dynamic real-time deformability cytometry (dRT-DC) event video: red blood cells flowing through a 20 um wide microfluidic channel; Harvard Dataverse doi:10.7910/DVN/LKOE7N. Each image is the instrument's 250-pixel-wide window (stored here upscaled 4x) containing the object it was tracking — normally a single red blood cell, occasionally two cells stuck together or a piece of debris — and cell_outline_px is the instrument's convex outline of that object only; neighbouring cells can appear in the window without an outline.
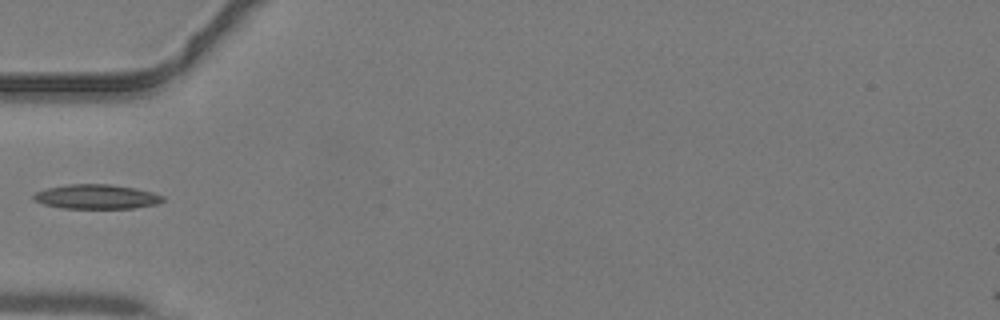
{"species": "common noctule bat (a hibernating species)", "species_latin": "Nyctalus noctula", "temperature_condition": "warm", "stored_images_in_passage": 30, "camera_frame_rate_fps": 3000, "um_per_image_px": 0.085, "animal": {"sex": "male", "body_mass_g": 19.2, "forearm_length_mm": 51.8}, "frame": {"image": 1, "passage_image": 1, "time_ms": 0.0, "image_size_px": [1000, 320], "cell_outline_px": [[164, 200], [156, 204], [132, 208], [64, 208], [44, 204], [32, 200], [32, 196], [36, 192], [48, 188], [68, 184], [112, 184], [136, 188], [152, 192], [164, 196]], "centroid_in_image_um": [8.2, 16.71], "position_along_channel_um": 76.8, "area_um2": 18.38}}
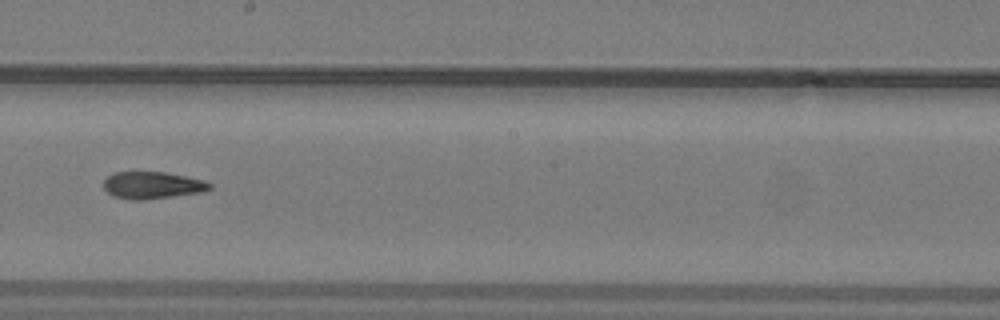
{"frame": {"image": 2, "passage_image": 11, "time_ms": 3.333, "image_size_px": [1000, 320], "cell_outline_px": [[212, 188], [200, 192], [144, 200], [132, 200], [116, 196], [108, 192], [104, 188], [104, 180], [108, 176], [116, 172], [164, 172], [204, 180], [212, 184]], "centroid_in_image_um": [12.95, 15.74], "position_along_channel_um": 235.2, "area_um2": 16.47}}
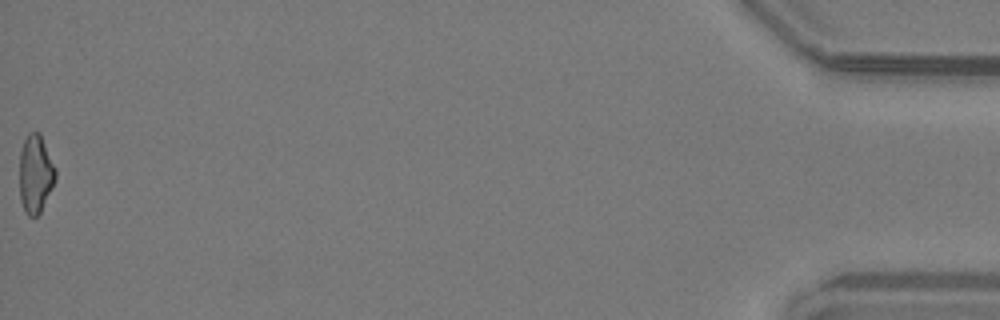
{"frame": {"image": 3, "passage_image": 30, "time_ms": 9.667, "image_size_px": [1000, 320], "cell_outline_px": [[56, 180], [40, 212], [36, 216], [28, 216], [24, 212], [20, 200], [20, 152], [24, 140], [28, 132], [40, 132], [56, 168]], "centroid_in_image_um": [3.02, 14.77], "position_along_channel_um": 432.2, "area_um2": 16.53}}